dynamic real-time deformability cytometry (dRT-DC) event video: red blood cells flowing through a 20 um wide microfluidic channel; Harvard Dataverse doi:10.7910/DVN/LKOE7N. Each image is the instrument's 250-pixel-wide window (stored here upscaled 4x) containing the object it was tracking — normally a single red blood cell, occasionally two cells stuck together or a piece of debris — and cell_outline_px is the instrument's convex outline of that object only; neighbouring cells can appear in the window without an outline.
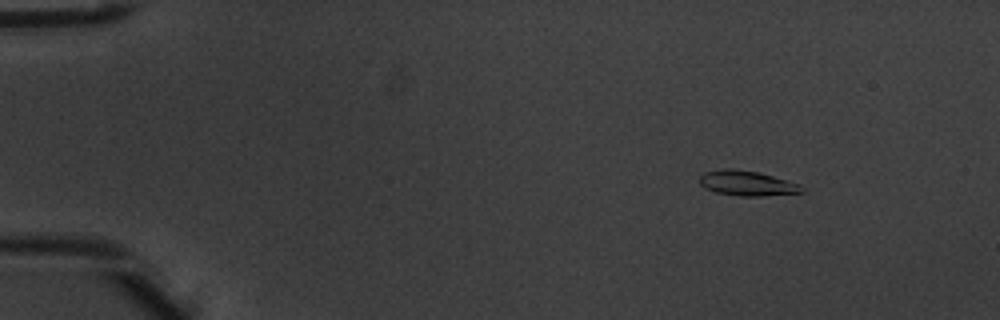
{"species": "common noctule bat (a hibernating species)", "species_latin": "Nyctalus noctula", "temperature_condition": "warm", "stored_images_in_passage": 7, "camera_frame_rate_fps": 3000, "um_per_image_px": 0.085, "animal": {"sex": "male", "body_mass_g": 20.1, "forearm_length_mm": 53.5}, "frame": {"image": 1, "passage_image": 3, "time_ms": 0.667, "image_size_px": [1000, 320], "cell_outline_px": [[804, 192], [764, 196], [740, 196], [716, 192], [704, 188], [700, 184], [700, 176], [704, 172], [720, 168], [732, 168], [760, 172], [800, 184], [804, 188]], "centroid_in_image_um": [63.5, 15.56], "position_along_channel_um": 21.5, "area_um2": 15.09}}
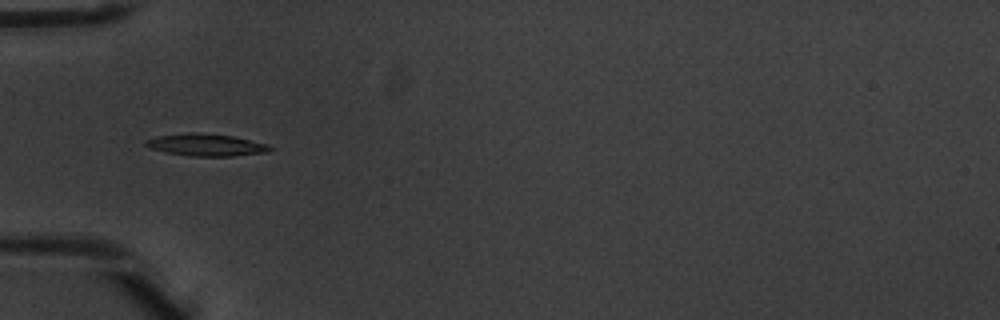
{"frame": {"image": 2, "passage_image": 6, "time_ms": 1.667, "image_size_px": [1000, 320], "cell_outline_px": [[276, 148], [268, 152], [232, 156], [188, 156], [164, 152], [148, 148], [144, 144], [144, 140], [156, 136], [188, 132], [196, 132], [232, 136], [268, 144]], "centroid_in_image_um": [17.49, 12.32], "position_along_channel_um": 67.5, "area_um2": 16.3}}